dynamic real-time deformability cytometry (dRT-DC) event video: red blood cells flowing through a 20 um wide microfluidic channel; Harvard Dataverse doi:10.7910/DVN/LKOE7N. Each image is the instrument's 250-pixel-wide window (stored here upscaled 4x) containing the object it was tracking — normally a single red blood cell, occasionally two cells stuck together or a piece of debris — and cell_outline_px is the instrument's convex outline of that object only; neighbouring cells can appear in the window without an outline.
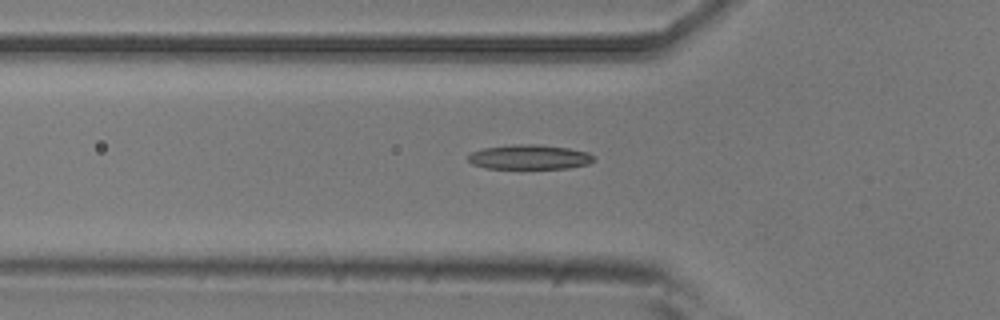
{"species": "common noctule bat (a hibernating species)", "species_latin": "Nyctalus noctula", "temperature_condition": "room temperature", "stored_images_in_passage": 54, "camera_frame_rate_fps": 3000, "um_per_image_px": 0.085, "animal": {"sex": "male", "body_mass_g": 20.5, "forearm_length_mm": 52.5}, "frame": {"image": 1, "passage_image": 18, "time_ms": 5.667, "image_size_px": [1000, 320], "cell_outline_px": [[596, 160], [588, 164], [568, 168], [484, 168], [472, 164], [468, 160], [468, 156], [472, 152], [484, 148], [512, 144], [536, 144], [568, 148], [588, 152]], "centroid_in_image_um": [45.0, 13.35], "position_along_channel_um": 80.8, "area_um2": 17.98}}
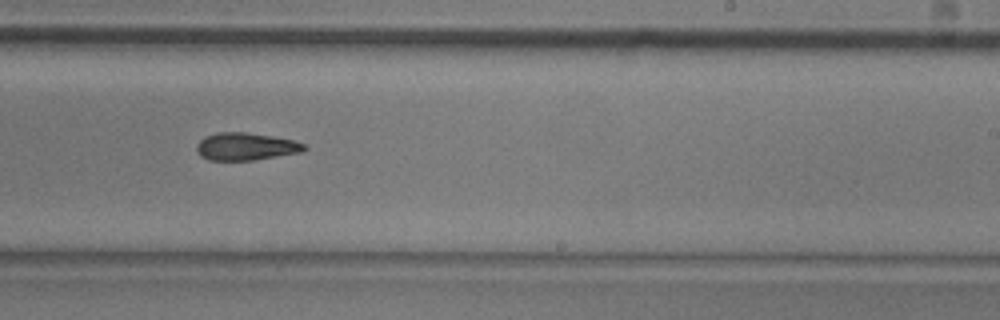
{"frame": {"image": 2, "passage_image": 33, "time_ms": 10.667, "image_size_px": [1000, 320], "cell_outline_px": [[308, 148], [304, 152], [252, 160], [208, 160], [200, 156], [196, 152], [196, 144], [204, 136], [216, 132], [244, 132], [272, 136], [292, 140], [304, 144]], "centroid_in_image_um": [20.86, 12.45], "position_along_channel_um": 268.1, "area_um2": 17.4}}
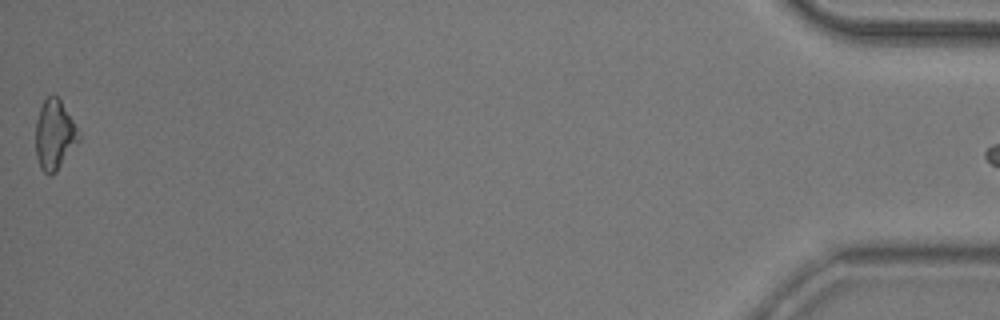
{"frame": {"image": 3, "passage_image": 54, "time_ms": 17.667, "image_size_px": [1000, 320], "cell_outline_px": [[80, 140], [56, 172], [52, 176], [48, 176], [40, 168], [36, 156], [36, 120], [40, 108], [44, 100], [52, 92], [60, 100], [80, 132]], "centroid_in_image_um": [4.63, 11.48], "position_along_channel_um": 430.6, "area_um2": 17.63}, "authors_computed_cell_mechanics": {"area_um2": 17.5712, "velocity_mm_per_s": 3.7306, "shape_relaxation_time_tau1_ms": 6.8442, "shape_relaxation_time_tau2_ms": null, "deformation_change_tau1": 0.1545, "deformation_change_tau2": null}}